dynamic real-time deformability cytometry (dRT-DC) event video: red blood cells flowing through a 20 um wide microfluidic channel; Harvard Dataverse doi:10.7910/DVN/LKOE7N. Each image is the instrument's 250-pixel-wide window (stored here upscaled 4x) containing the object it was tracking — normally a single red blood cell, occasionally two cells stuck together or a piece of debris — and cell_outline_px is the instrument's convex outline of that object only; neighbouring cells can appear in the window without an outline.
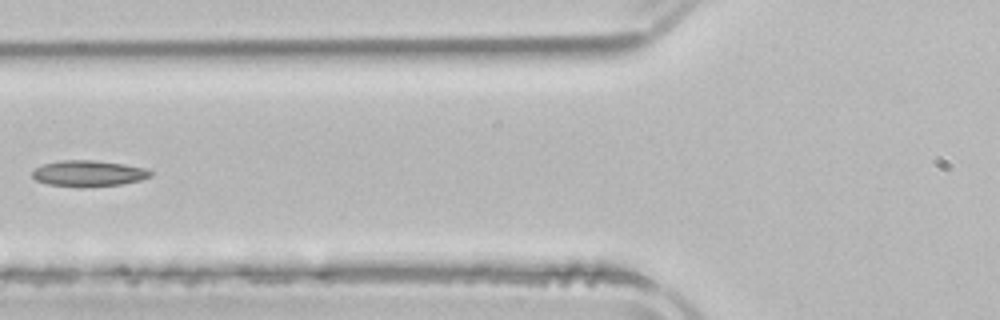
{"species": "common noctule bat (a hibernating species)", "species_latin": "Nyctalus noctula", "temperature_condition": "room temperature", "stored_images_in_passage": 4, "camera_frame_rate_fps": 3000, "um_per_image_px": 0.085, "animal": {"sex": "male", "body_mass_g": 21.5, "forearm_length_mm": 52.0}, "frame": {"image": 1, "passage_image": 4, "time_ms": 4.0, "image_size_px": [1000, 320], "cell_outline_px": [[152, 176], [140, 180], [120, 184], [80, 188], [48, 184], [36, 180], [32, 176], [32, 172], [36, 168], [44, 164], [60, 160], [92, 160], [124, 164], [148, 168], [152, 172]], "centroid_in_image_um": [7.54, 14.74], "position_along_channel_um": 118.3, "area_um2": 18.03}}